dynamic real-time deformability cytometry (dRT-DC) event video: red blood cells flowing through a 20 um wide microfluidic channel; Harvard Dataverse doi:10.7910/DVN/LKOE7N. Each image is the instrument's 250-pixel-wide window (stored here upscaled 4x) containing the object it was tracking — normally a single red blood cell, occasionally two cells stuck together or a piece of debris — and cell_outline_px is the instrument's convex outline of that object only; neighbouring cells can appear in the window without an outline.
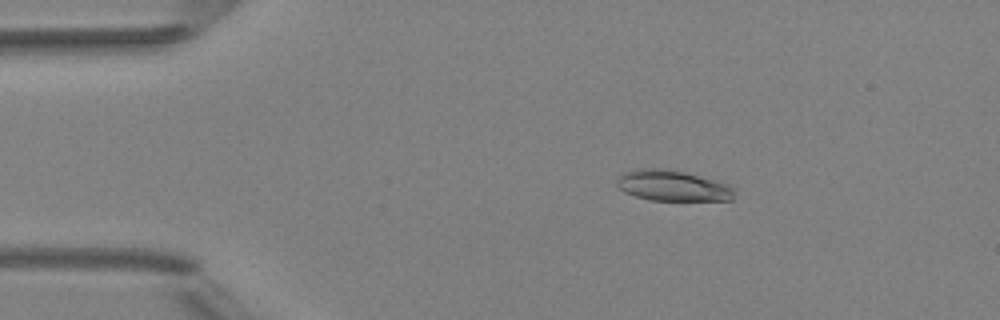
{"species": "Egyptian fruit bat (a non-hibernating species)", "species_latin": "Rousettus aegyptiacus", "temperature_condition": "room temperature", "stored_images_in_passage": 6, "camera_frame_rate_fps": 3000, "um_per_image_px": 0.085, "animal": {"sex": "female"}, "frame": {"image": 1, "passage_image": 2, "time_ms": 1.0, "image_size_px": [1000, 320], "cell_outline_px": [[736, 196], [732, 200], [648, 200], [624, 192], [616, 184], [616, 180], [624, 172], [640, 168], [652, 168], [684, 172], [728, 184], [736, 188]], "centroid_in_image_um": [57.2, 15.8], "position_along_channel_um": 27.8, "area_um2": 20.92}}
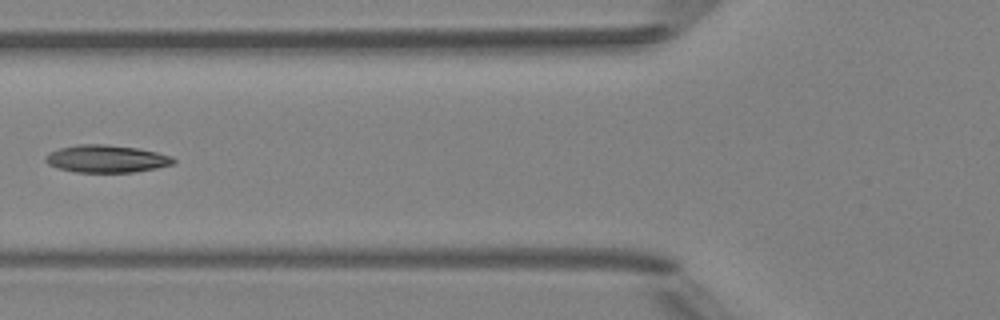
{"frame": {"image": 2, "passage_image": 5, "time_ms": 4.667, "image_size_px": [1000, 320], "cell_outline_px": [[176, 160], [172, 164], [156, 168], [136, 172], [76, 172], [56, 168], [48, 164], [44, 160], [44, 156], [60, 148], [80, 144], [104, 144], [136, 148], [156, 152], [172, 156]], "centroid_in_image_um": [9.03, 13.5], "position_along_channel_um": 116.8, "area_um2": 20.4}}
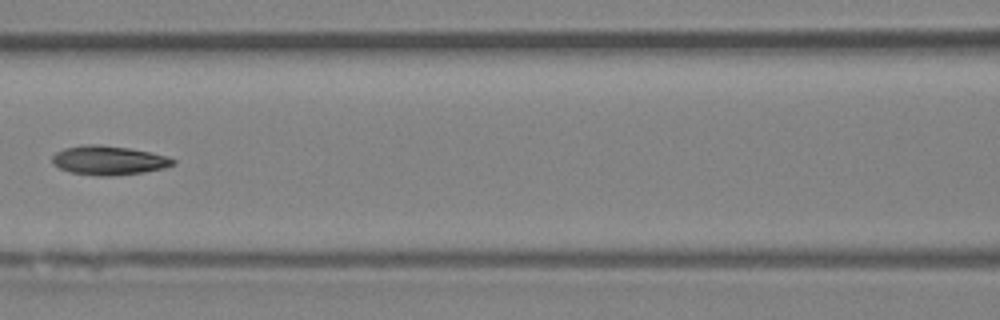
{"frame": {"image": 3, "passage_image": 6, "time_ms": 5.667, "image_size_px": [1000, 320], "cell_outline_px": [[176, 164], [164, 168], [144, 172], [104, 176], [100, 176], [72, 172], [60, 168], [52, 164], [52, 156], [56, 152], [64, 148], [84, 144], [96, 144], [128, 148], [152, 152], [168, 156], [176, 160]], "centroid_in_image_um": [9.26, 13.62], "position_along_channel_um": 157.3, "area_um2": 20.46}}